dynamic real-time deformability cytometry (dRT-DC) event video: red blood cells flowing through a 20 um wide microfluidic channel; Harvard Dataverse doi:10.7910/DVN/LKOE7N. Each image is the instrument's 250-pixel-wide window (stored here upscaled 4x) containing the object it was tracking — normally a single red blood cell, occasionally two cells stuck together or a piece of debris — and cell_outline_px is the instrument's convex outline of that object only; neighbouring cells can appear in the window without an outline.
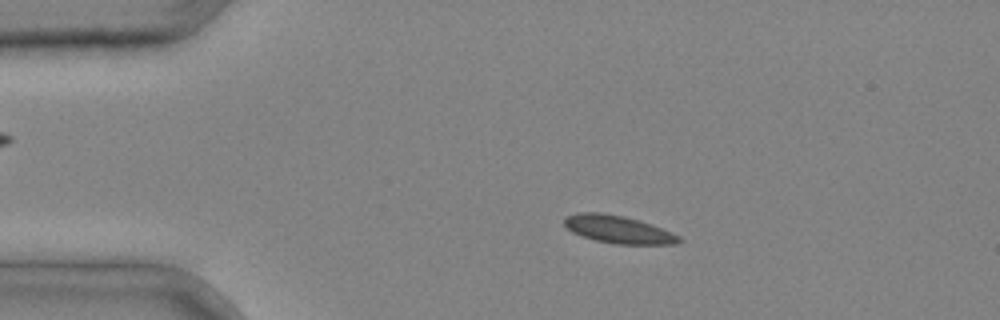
{"species": "common noctule bat (a hibernating species)", "species_latin": "Nyctalus noctula", "temperature_condition": "cold", "stored_images_in_passage": 4, "camera_frame_rate_fps": 3000, "um_per_image_px": 0.085, "animal": {"sex": "male", "body_mass_g": 20.4}, "frame": {"image": 1, "passage_image": 3, "time_ms": 0.667, "image_size_px": [1000, 320], "cell_outline_px": [[684, 240], [676, 244], [616, 244], [596, 240], [572, 232], [564, 224], [564, 216], [580, 212], [600, 212], [624, 216], [640, 220], [672, 232], [680, 236]], "centroid_in_image_um": [52.57, 19.49], "position_along_channel_um": 32.4, "area_um2": 18.5}}